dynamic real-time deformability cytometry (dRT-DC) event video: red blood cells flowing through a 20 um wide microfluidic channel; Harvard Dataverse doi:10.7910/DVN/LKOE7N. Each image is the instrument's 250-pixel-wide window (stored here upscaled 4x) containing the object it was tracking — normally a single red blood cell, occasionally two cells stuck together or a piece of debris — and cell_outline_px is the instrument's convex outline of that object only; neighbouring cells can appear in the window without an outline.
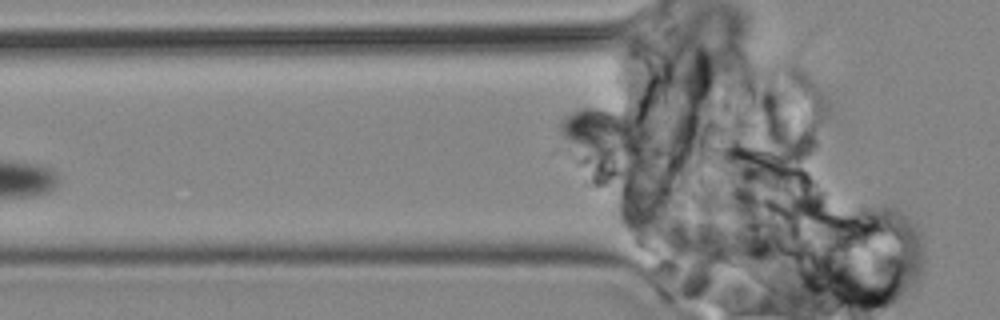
{"species": "common noctule bat (a hibernating species)", "species_latin": "Nyctalus noctula", "temperature_condition": "cold", "stored_images_in_passage": 4, "segment_of_instrument_passage": [2, 2], "camera_frame_rate_fps": 3000, "um_per_image_px": 0.085, "animal": {"sex": "male", "body_mass_g": 19.2, "forearm_length_mm": 51.8}, "frame": {"image": 1, "passage_image": 4, "time_ms": 3.667, "image_size_px": [1000, 320], "cell_outline_px": [[652, 136], [640, 148], [608, 152], [596, 152], [572, 144], [564, 140], [560, 136], [556, 124], [568, 112], [580, 108], [604, 108], [616, 112]], "centroid_in_image_um": [51.07, 11.1], "position_along_channel_um": 74.7, "area_um2": 21.5}}